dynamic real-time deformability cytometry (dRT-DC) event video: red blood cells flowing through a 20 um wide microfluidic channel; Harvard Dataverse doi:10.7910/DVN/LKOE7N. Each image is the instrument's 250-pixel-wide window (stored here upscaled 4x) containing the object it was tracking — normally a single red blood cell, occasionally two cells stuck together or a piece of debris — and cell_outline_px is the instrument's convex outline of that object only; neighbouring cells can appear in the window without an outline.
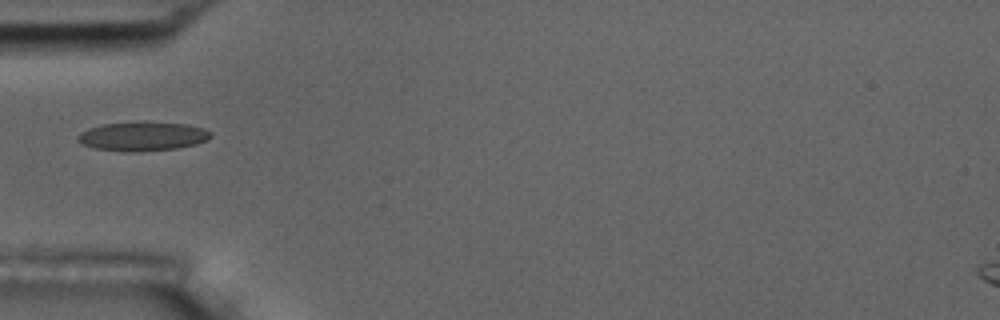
{"species": "common noctule bat (a hibernating species)", "species_latin": "Nyctalus noctula", "temperature_condition": "room temperature", "stored_images_in_passage": 12, "camera_frame_rate_fps": 3000, "um_per_image_px": 0.085, "animal": {"sex": "male", "body_mass_g": 17.5, "forearm_length_mm": 52.3}, "frame": {"image": 1, "passage_image": 1, "time_ms": 0.0, "image_size_px": [1000, 320], "cell_outline_px": [[212, 136], [208, 140], [196, 144], [176, 148], [140, 152], [124, 152], [96, 148], [84, 144], [76, 140], [76, 136], [80, 132], [88, 128], [100, 124], [188, 124], [204, 128], [212, 132]], "centroid_in_image_um": [12.12, 11.62], "position_along_channel_um": 72.9, "area_um2": 21.96}}
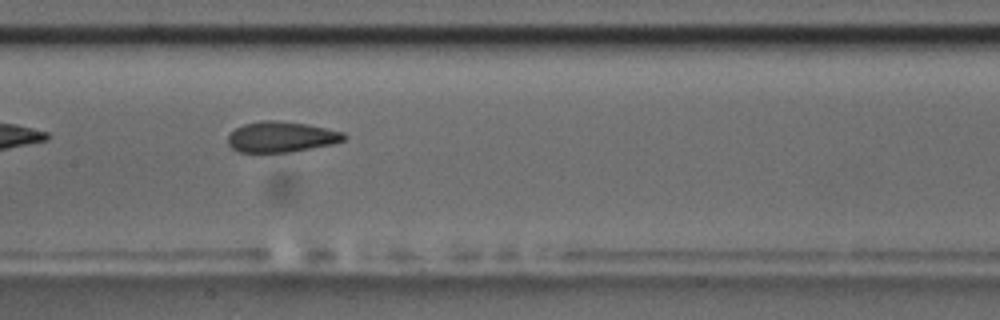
{"frame": {"image": 2, "passage_image": 10, "time_ms": 3.0, "image_size_px": [1000, 320], "cell_outline_px": [[348, 136], [344, 140], [332, 144], [292, 152], [240, 152], [232, 148], [228, 144], [228, 136], [236, 128], [244, 124], [264, 120], [276, 120], [308, 124], [344, 132]], "centroid_in_image_um": [23.94, 11.63], "position_along_channel_um": 183.5, "area_um2": 20.75}}